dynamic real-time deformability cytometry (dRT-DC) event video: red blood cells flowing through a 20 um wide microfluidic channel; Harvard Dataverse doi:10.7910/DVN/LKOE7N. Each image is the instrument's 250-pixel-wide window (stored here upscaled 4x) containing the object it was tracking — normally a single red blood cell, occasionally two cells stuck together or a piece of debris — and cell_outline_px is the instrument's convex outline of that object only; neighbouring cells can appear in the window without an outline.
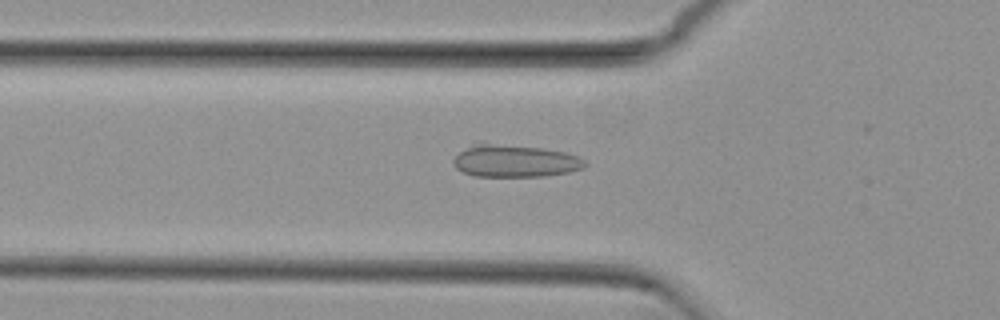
{"species": "common noctule bat (a hibernating species)", "species_latin": "Nyctalus noctula", "temperature_condition": "cold", "stored_images_in_passage": 18, "camera_frame_rate_fps": 3000, "um_per_image_px": 0.085, "animal": {"sex": "female", "body_mass_g": 29.2, "forearm_length_mm": 56.3}, "frame": {"image": 1, "passage_image": 10, "time_ms": 3.0, "image_size_px": [1000, 320], "cell_outline_px": [[588, 164], [584, 168], [568, 172], [544, 176], [472, 176], [456, 168], [452, 160], [460, 152], [472, 144], [480, 140], [544, 148], [564, 152], [580, 156]], "centroid_in_image_um": [43.75, 13.64], "position_along_channel_um": 82.0, "area_um2": 25.43}}
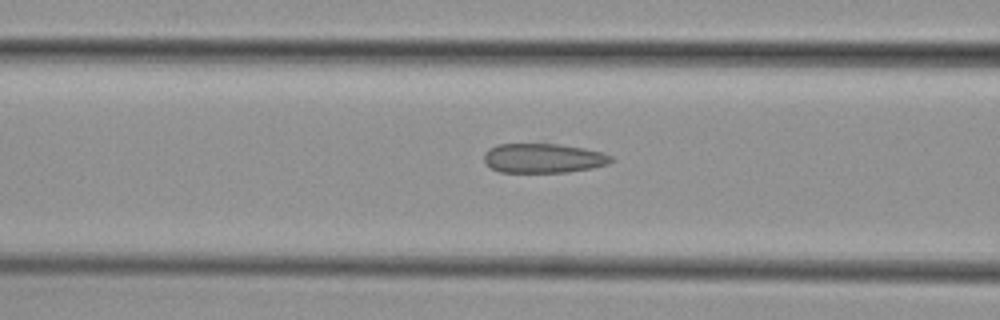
{"frame": {"image": 2, "passage_image": 13, "time_ms": 4.0, "image_size_px": [1000, 320], "cell_outline_px": [[616, 160], [608, 164], [592, 168], [568, 172], [500, 172], [492, 168], [484, 160], [484, 152], [488, 148], [496, 144], [556, 144], [584, 148], [600, 152], [612, 156]], "centroid_in_image_um": [46.19, 13.44], "position_along_channel_um": 120.4, "area_um2": 21.85}}
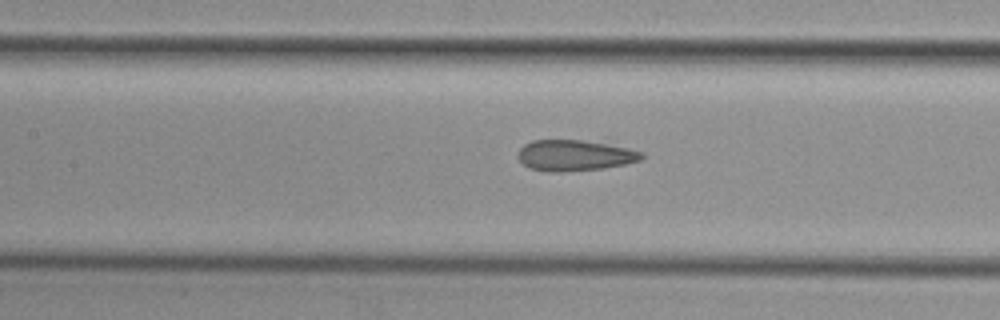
{"frame": {"image": 3, "passage_image": 16, "time_ms": 5.0, "image_size_px": [1000, 320], "cell_outline_px": [[644, 156], [640, 160], [624, 164], [604, 168], [564, 172], [544, 172], [528, 168], [516, 156], [520, 148], [524, 144], [532, 140], [580, 140], [608, 144], [628, 148], [644, 152]], "centroid_in_image_um": [48.81, 13.22], "position_along_channel_um": 158.6, "area_um2": 22.43}}